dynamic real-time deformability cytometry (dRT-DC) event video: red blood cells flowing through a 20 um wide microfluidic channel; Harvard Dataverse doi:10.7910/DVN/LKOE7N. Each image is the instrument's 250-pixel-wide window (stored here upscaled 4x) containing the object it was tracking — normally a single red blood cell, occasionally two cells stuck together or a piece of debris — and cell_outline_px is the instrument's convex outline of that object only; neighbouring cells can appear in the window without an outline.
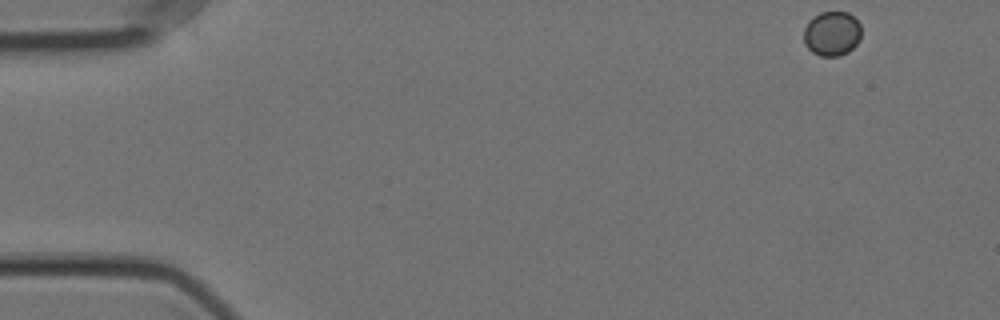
{"species": "Egyptian fruit bat (a non-hibernating species)", "species_latin": "Rousettus aegyptiacus", "temperature_condition": "cold", "stored_images_in_passage": 54, "camera_frame_rate_fps": 3000, "um_per_image_px": 0.085, "animal": {"sex": "female"}, "frame": {"image": 1, "passage_image": 1, "time_ms": 0.0, "image_size_px": [1000, 320], "cell_outline_px": [[860, 40], [848, 52], [840, 56], [820, 56], [812, 52], [804, 44], [804, 28], [808, 20], [812, 16], [820, 12], [848, 12], [860, 24]], "centroid_in_image_um": [70.69, 2.85], "position_along_channel_um": 14.3, "area_um2": 15.09}}
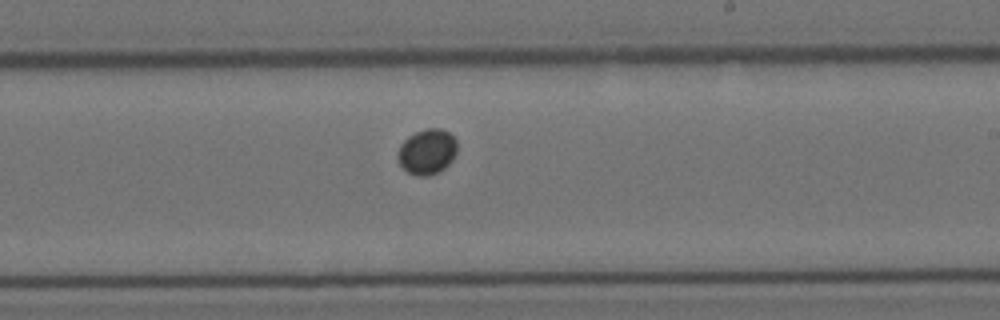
{"frame": {"image": 2, "passage_image": 31, "time_ms": 10.0, "image_size_px": [1000, 320], "cell_outline_px": [[456, 152], [452, 160], [440, 172], [428, 176], [416, 176], [408, 172], [400, 164], [396, 156], [400, 144], [408, 136], [416, 132], [428, 128], [440, 128], [448, 132], [456, 140]], "centroid_in_image_um": [36.28, 12.9], "position_along_channel_um": 252.7, "area_um2": 15.72}}
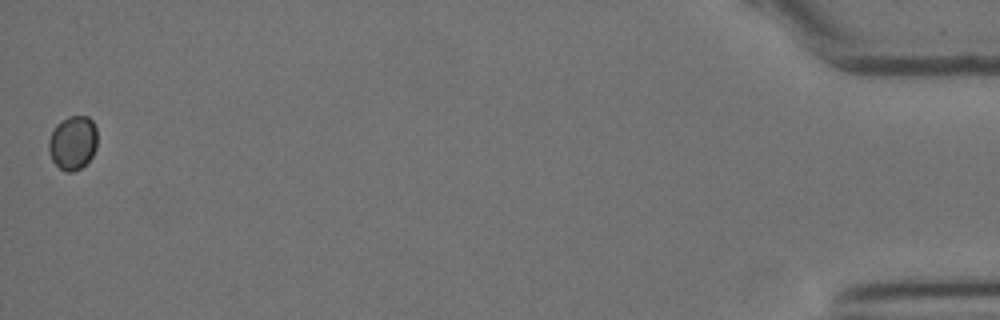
{"frame": {"image": 3, "passage_image": 54, "time_ms": 17.667, "image_size_px": [1000, 320], "cell_outline_px": [[96, 148], [92, 156], [80, 168], [72, 172], [64, 172], [52, 160], [48, 152], [48, 140], [56, 124], [60, 120], [68, 116], [88, 116], [92, 120], [96, 128]], "centroid_in_image_um": [6.17, 12.12], "position_along_channel_um": 429.0, "area_um2": 15.37}}